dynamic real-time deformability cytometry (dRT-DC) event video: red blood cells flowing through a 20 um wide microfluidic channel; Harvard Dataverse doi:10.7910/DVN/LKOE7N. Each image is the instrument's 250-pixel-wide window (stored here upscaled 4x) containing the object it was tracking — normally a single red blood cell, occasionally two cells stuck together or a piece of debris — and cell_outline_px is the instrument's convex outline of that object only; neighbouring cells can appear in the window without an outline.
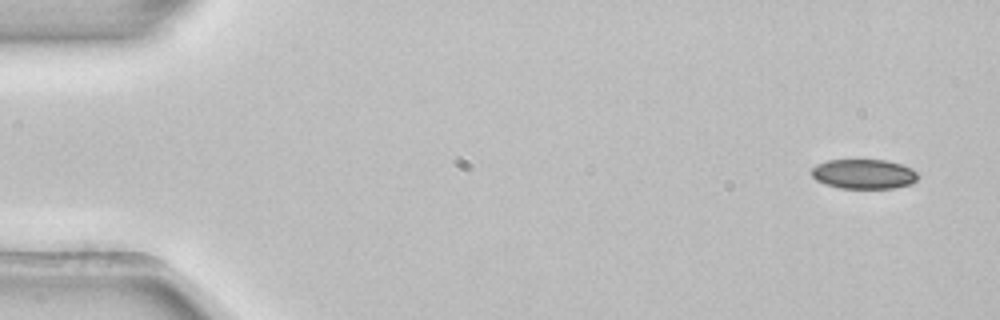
{"species": "common noctule bat (a hibernating species)", "species_latin": "Nyctalus noctula", "temperature_condition": "room temperature", "stored_images_in_passage": 3, "camera_frame_rate_fps": 3000, "um_per_image_px": 0.085, "animal": {"sex": "female", "body_mass_g": 22.7, "forearm_length_mm": 54.2}, "frame": {"image": 1, "passage_image": 1, "time_ms": 0.0, "image_size_px": [1000, 320], "cell_outline_px": [[916, 180], [912, 184], [892, 188], [840, 188], [824, 184], [816, 180], [812, 176], [812, 168], [816, 164], [828, 160], [884, 160], [900, 164], [916, 172]], "centroid_in_image_um": [73.37, 14.8], "position_along_channel_um": 11.6, "area_um2": 18.21}}
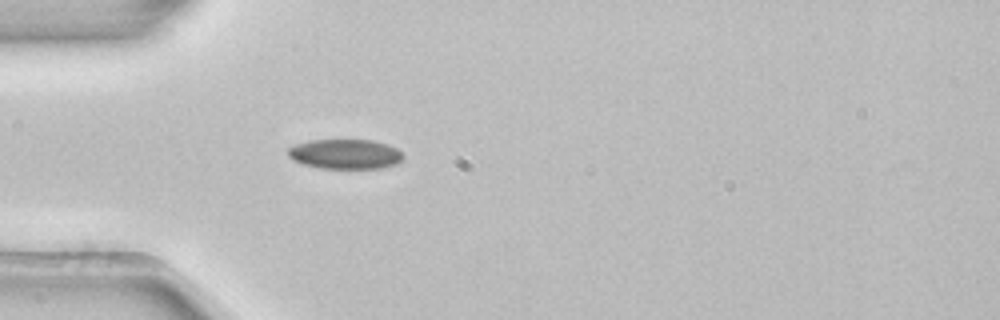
{"frame": {"image": 2, "passage_image": 3, "time_ms": 0.667, "image_size_px": [1000, 320], "cell_outline_px": [[404, 156], [396, 164], [380, 168], [320, 168], [304, 164], [292, 160], [288, 156], [288, 148], [296, 144], [312, 140], [372, 140], [396, 148]], "centroid_in_image_um": [29.31, 13.1], "position_along_channel_um": 55.7, "area_um2": 19.77}}